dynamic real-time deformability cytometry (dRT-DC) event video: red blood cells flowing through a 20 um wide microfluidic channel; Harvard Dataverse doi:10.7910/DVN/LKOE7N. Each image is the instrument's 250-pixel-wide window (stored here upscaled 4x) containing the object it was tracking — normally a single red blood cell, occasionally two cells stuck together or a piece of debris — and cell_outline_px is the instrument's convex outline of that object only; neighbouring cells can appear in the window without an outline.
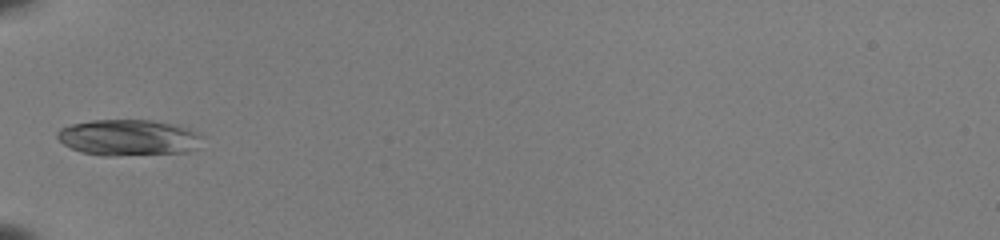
{"species": "common noctule bat (a hibernating species)", "species_latin": "Nyctalus noctula", "temperature_condition": "room temperature", "stored_images_in_passage": 33, "camera_frame_rate_fps": 3000, "um_per_image_px": 0.085, "animal": {"sex": "female", "body_mass_g": 22.0, "forearm_length_mm": 56.7}, "frame": {"image": 1, "passage_image": 1, "time_ms": 0.0, "image_size_px": [1000, 240], "cell_outline_px": [[200, 136], [196, 148], [188, 152], [108, 156], [104, 156], [80, 152], [64, 144], [56, 136], [56, 132], [60, 128], [72, 124], [92, 120], [148, 120], [176, 124], [188, 128], [196, 132]], "centroid_in_image_um": [10.88, 11.69], "position_along_channel_um": 74.1, "area_um2": 30.35}}
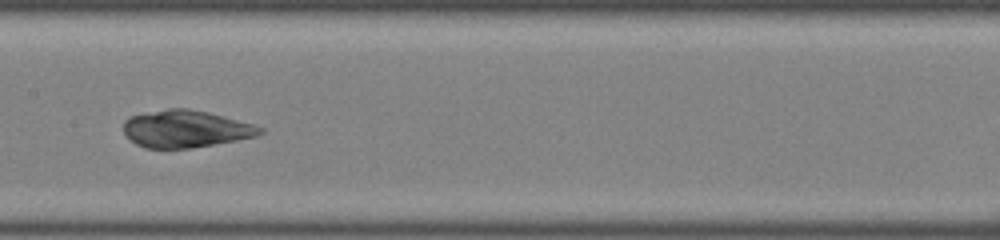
{"frame": {"image": 2, "passage_image": 10, "time_ms": 3.0, "image_size_px": [1000, 240], "cell_outline_px": [[264, 132], [256, 136], [236, 140], [192, 148], [144, 148], [136, 144], [124, 132], [124, 120], [128, 116], [168, 108], [188, 108], [208, 112], [252, 124], [264, 128]], "centroid_in_image_um": [15.76, 10.95], "position_along_channel_um": 191.6, "area_um2": 29.48}}
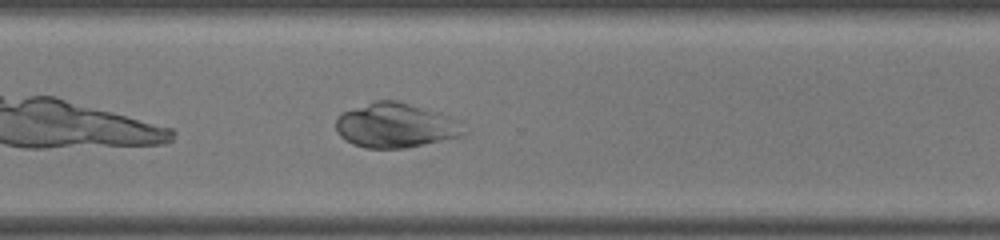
{"frame": {"image": 3, "passage_image": 21, "time_ms": 6.667, "image_size_px": [1000, 240], "cell_outline_px": [[468, 132], [460, 136], [424, 144], [404, 148], [364, 148], [352, 144], [340, 136], [336, 132], [336, 116], [344, 112], [376, 100], [396, 100], [436, 112], [460, 120]], "centroid_in_image_um": [33.62, 10.67], "position_along_channel_um": 337.0, "area_um2": 33.12}}